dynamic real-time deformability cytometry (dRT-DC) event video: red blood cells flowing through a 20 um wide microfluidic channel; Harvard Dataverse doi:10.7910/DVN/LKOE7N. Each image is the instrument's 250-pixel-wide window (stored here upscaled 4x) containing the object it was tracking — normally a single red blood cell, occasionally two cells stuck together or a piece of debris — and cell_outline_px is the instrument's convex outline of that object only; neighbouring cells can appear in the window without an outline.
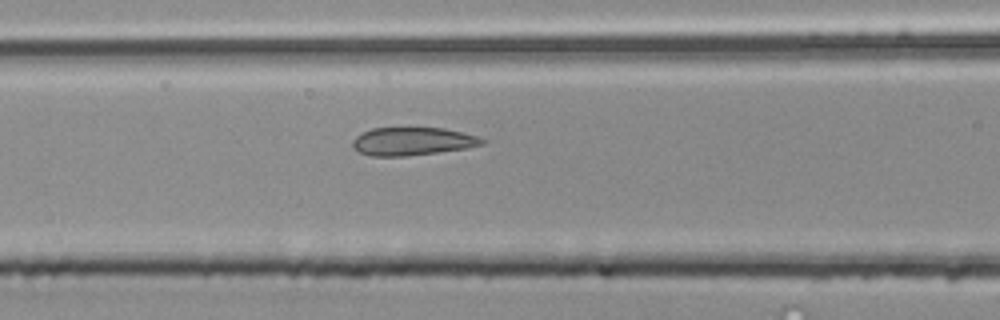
{"species": "common noctule bat (a hibernating species)", "species_latin": "Nyctalus noctula", "temperature_condition": "room temperature", "stored_images_in_passage": 4, "segment_of_instrument_passage": [1, 2], "camera_frame_rate_fps": 3000, "um_per_image_px": 0.085, "animal": {"sex": "male", "body_mass_g": 20.4}, "frame": {"image": 1, "passage_image": 3, "time_ms": 0.667, "image_size_px": [1000, 320], "cell_outline_px": [[488, 140], [484, 144], [468, 148], [404, 156], [368, 156], [352, 148], [352, 140], [356, 136], [372, 128], [444, 128], [480, 136]], "centroid_in_image_um": [35.09, 12.01], "position_along_channel_um": 131.5, "area_um2": 21.27}}